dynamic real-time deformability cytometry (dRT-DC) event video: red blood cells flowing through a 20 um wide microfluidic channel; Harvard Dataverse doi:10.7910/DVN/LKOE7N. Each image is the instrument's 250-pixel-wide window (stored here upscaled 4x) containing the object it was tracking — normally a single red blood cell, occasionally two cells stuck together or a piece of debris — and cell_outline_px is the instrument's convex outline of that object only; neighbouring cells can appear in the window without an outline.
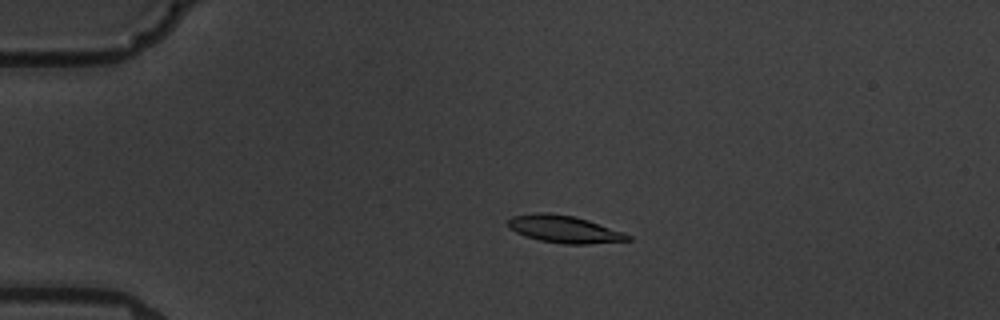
{"species": "common noctule bat (a hibernating species)", "species_latin": "Nyctalus noctula", "temperature_condition": "warm", "stored_images_in_passage": 11, "camera_frame_rate_fps": 3000, "um_per_image_px": 0.085, "animal": {"sex": "male", "body_mass_g": 19.5, "forearm_length_mm": 54.6}, "frame": {"image": 1, "passage_image": 4, "time_ms": 4.333, "image_size_px": [1000, 320], "cell_outline_px": [[632, 240], [588, 244], [564, 244], [540, 240], [524, 236], [508, 228], [508, 220], [512, 216], [536, 212], [548, 212], [572, 216], [588, 220], [624, 232], [632, 236]], "centroid_in_image_um": [47.96, 19.48], "position_along_channel_um": 37.0, "area_um2": 19.13}}
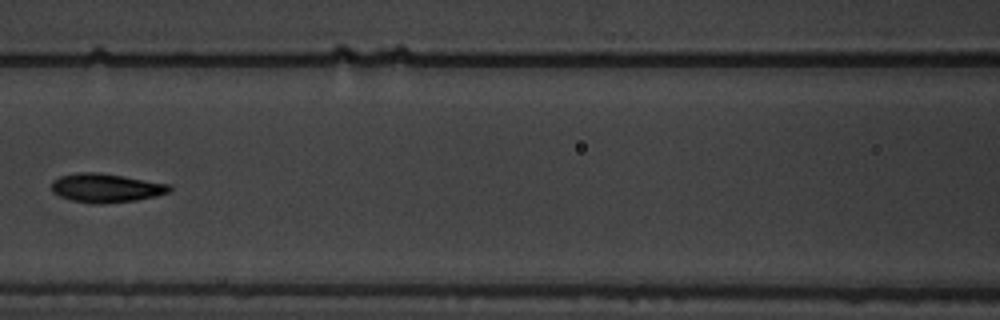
{"frame": {"image": 2, "passage_image": 8, "time_ms": 9.0, "image_size_px": [1000, 320], "cell_outline_px": [[172, 188], [168, 192], [156, 196], [136, 200], [104, 204], [96, 204], [72, 200], [60, 196], [52, 192], [52, 180], [60, 176], [76, 172], [100, 172], [172, 184]], "centroid_in_image_um": [9.02, 15.96], "position_along_channel_um": 157.6, "area_um2": 20.0}}
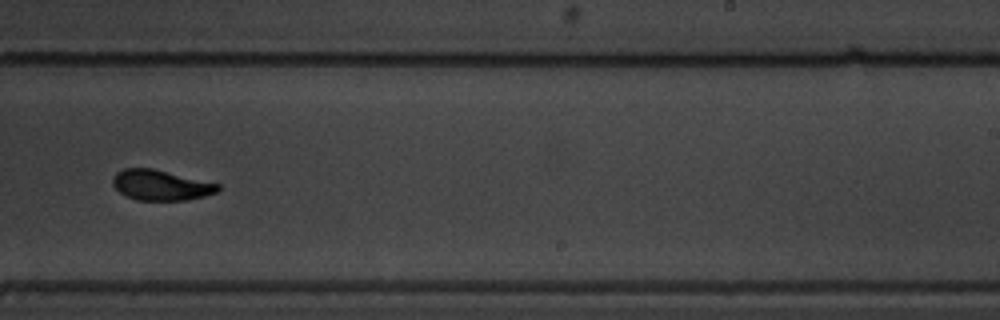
{"frame": {"image": 3, "passage_image": 11, "time_ms": 12.333, "image_size_px": [1000, 320], "cell_outline_px": [[220, 188], [216, 192], [204, 196], [188, 200], [136, 200], [120, 192], [112, 184], [112, 176], [116, 172], [124, 168], [152, 168], [220, 184]], "centroid_in_image_um": [13.65, 15.73], "position_along_channel_um": 275.4, "area_um2": 18.55}}